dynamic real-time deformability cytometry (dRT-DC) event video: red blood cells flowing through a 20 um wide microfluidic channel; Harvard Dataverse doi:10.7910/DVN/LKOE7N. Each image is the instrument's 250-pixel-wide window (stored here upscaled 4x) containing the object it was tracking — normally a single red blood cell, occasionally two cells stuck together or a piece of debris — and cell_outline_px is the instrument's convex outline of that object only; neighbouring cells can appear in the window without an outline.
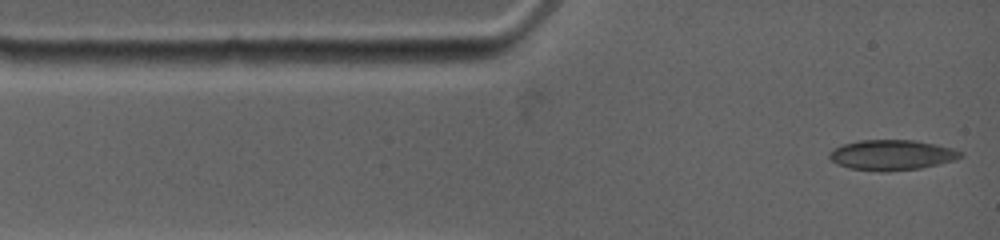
{"species": "common noctule bat (a hibernating species)", "species_latin": "Nyctalus noctula", "temperature_condition": "warm", "stored_images_in_passage": 61, "camera_frame_rate_fps": 4500, "um_per_image_px": 0.085, "animal": {"sex": "female", "body_mass_g": 19.0, "forearm_length_mm": 53.3}, "frame": {"image": 1, "passage_image": 1, "time_ms": 0.0, "image_size_px": [1000, 240], "cell_outline_px": [[964, 156], [956, 160], [920, 168], [880, 172], [848, 168], [836, 164], [828, 156], [828, 152], [832, 148], [844, 144], [860, 140], [916, 140], [936, 144], [952, 148], [964, 152]], "centroid_in_image_um": [75.8, 13.17], "position_along_channel_um": 9.2, "area_um2": 23.41}}
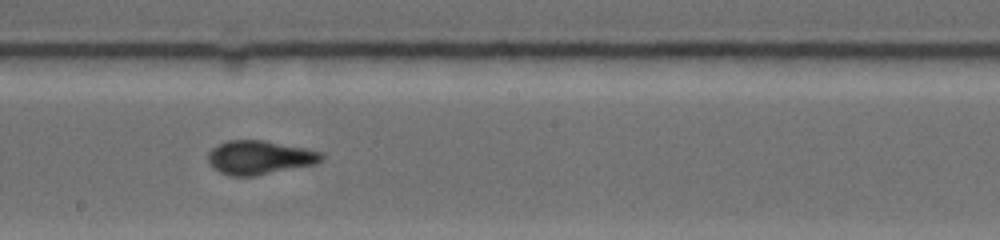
{"frame": {"image": 2, "passage_image": 24, "time_ms": 6.667, "image_size_px": [1000, 240], "cell_outline_px": [[324, 160], [316, 164], [256, 176], [228, 176], [212, 168], [208, 164], [208, 152], [212, 148], [228, 140], [264, 140], [304, 148], [320, 152], [324, 156]], "centroid_in_image_um": [22.05, 13.4], "position_along_channel_um": 226.2, "area_um2": 22.54}}
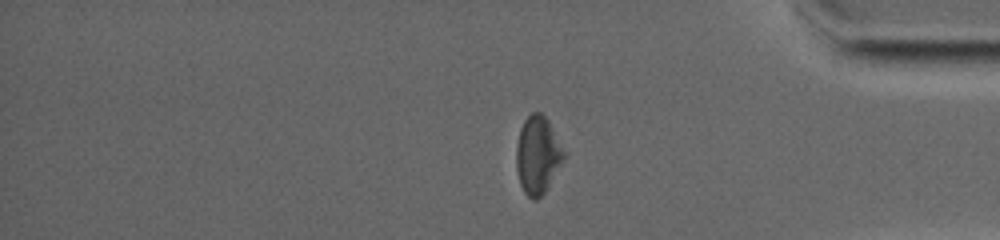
{"frame": {"image": 3, "passage_image": 48, "time_ms": 11.556, "image_size_px": [1000, 240], "cell_outline_px": [[568, 152], [564, 160], [548, 188], [536, 200], [532, 200], [524, 192], [520, 184], [516, 168], [516, 144], [520, 128], [524, 120], [532, 112], [540, 112], [548, 120]], "centroid_in_image_um": [45.73, 13.17], "position_along_channel_um": 389.5, "area_um2": 22.02}, "authors_computed_cell_mechanics": {"area_um2": 21.964, "velocity_mm_per_s": 3.7747, "shape_relaxation_time_tau1_ms": 5.7297, "shape_relaxation_time_tau2_ms": 2.7389, "deformation_change_tau1": 0.1633, "deformation_change_tau2": 0.0758}}